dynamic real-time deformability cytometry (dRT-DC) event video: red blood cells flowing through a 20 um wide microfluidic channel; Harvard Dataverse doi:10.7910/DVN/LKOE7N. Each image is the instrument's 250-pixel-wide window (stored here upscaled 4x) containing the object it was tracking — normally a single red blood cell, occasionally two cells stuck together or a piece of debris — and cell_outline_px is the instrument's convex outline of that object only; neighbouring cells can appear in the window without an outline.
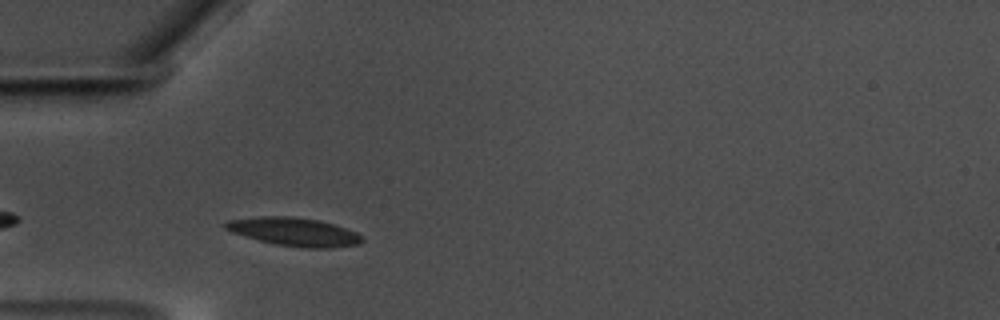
{"species": "common noctule bat (a hibernating species)", "species_latin": "Nyctalus noctula", "temperature_condition": "warm", "stored_images_in_passage": 33, "camera_frame_rate_fps": 3000, "um_per_image_px": 0.085, "animal": {"sex": "male", "body_mass_g": 17.5, "forearm_length_mm": 52.3}, "frame": {"image": 1, "passage_image": 3, "time_ms": 0.667, "image_size_px": [1000, 320], "cell_outline_px": [[364, 240], [360, 244], [328, 248], [308, 248], [276, 244], [244, 236], [232, 232], [224, 228], [224, 224], [228, 220], [256, 216], [288, 216], [316, 220], [332, 224], [356, 232], [364, 236]], "centroid_in_image_um": [25.0, 19.7], "position_along_channel_um": 60.0, "area_um2": 22.37}}
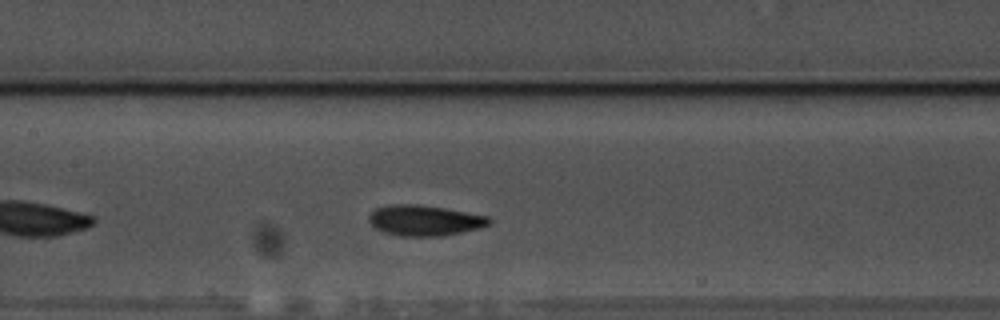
{"frame": {"image": 2, "passage_image": 13, "time_ms": 4.0, "image_size_px": [1000, 320], "cell_outline_px": [[492, 224], [480, 228], [444, 236], [396, 236], [384, 232], [376, 228], [368, 220], [368, 216], [376, 208], [388, 204], [420, 204], [444, 208], [488, 216], [492, 220]], "centroid_in_image_um": [36.1, 18.74], "position_along_channel_um": 171.3, "area_um2": 21.62}}
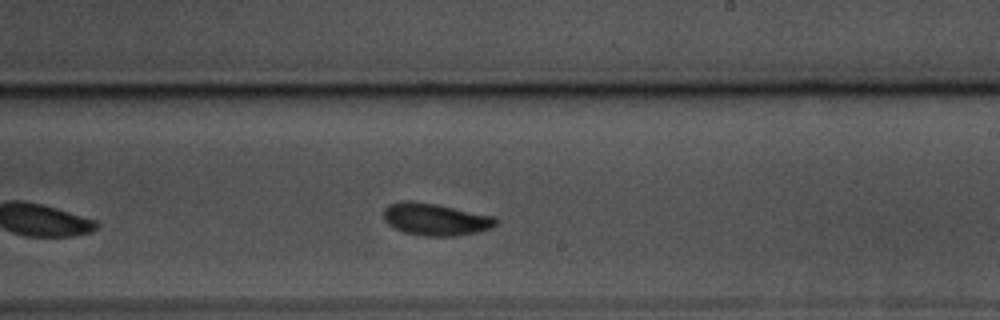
{"frame": {"image": 3, "passage_image": 20, "time_ms": 6.333, "image_size_px": [1000, 320], "cell_outline_px": [[500, 220], [492, 228], [480, 232], [456, 236], [424, 236], [404, 232], [388, 224], [384, 220], [384, 208], [388, 204], [404, 200], [408, 200], [436, 204], [496, 216]], "centroid_in_image_um": [37.06, 18.64], "position_along_channel_um": 251.9, "area_um2": 21.33}, "authors_computed_cell_mechanics": {"area_um2": 20.9814, "velocity_mm_per_s": 3.476, "shape_relaxation_time_tau1_ms": 3.0238, "shape_relaxation_time_tau2_ms": 1.7194, "deformation_change_tau1": 0.1238, "deformation_change_tau2": 0.0677}}